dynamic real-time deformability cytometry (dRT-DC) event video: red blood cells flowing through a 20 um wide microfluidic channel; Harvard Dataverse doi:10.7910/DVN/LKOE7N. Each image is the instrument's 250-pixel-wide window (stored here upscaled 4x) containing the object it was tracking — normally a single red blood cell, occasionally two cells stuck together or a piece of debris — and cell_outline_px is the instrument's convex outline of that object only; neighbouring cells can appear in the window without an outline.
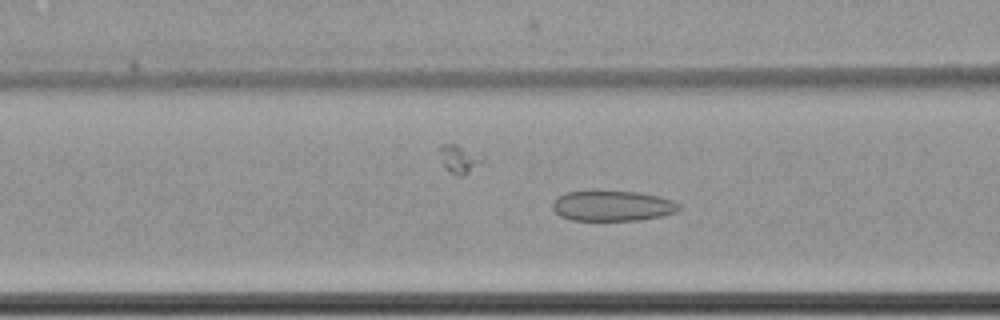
{"species": "common noctule bat (a hibernating species)", "species_latin": "Nyctalus noctula", "temperature_condition": "cold", "stored_images_in_passage": 62, "camera_frame_rate_fps": 3000, "um_per_image_px": 0.085, "animal": {"sex": "female", "body_mass_g": 22.7, "forearm_length_mm": 54.2}, "frame": {"image": 1, "passage_image": 27, "time_ms": 8.667, "image_size_px": [1000, 320], "cell_outline_px": [[680, 208], [676, 212], [660, 216], [636, 220], [572, 220], [560, 216], [552, 208], [552, 204], [556, 196], [564, 192], [636, 192], [660, 196], [672, 200], [680, 204]], "centroid_in_image_um": [52.04, 17.5], "position_along_channel_um": 114.6, "area_um2": 22.14}}
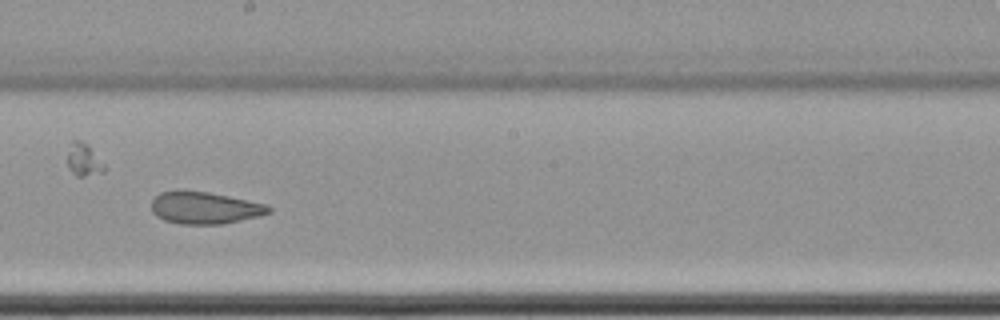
{"frame": {"image": 2, "passage_image": 37, "time_ms": 12.0, "image_size_px": [1000, 320], "cell_outline_px": [[272, 212], [224, 224], [180, 224], [164, 220], [156, 216], [152, 212], [152, 200], [160, 192], [208, 192], [228, 196], [264, 204], [272, 208]], "centroid_in_image_um": [17.39, 17.69], "position_along_channel_um": 230.8, "area_um2": 21.39}}
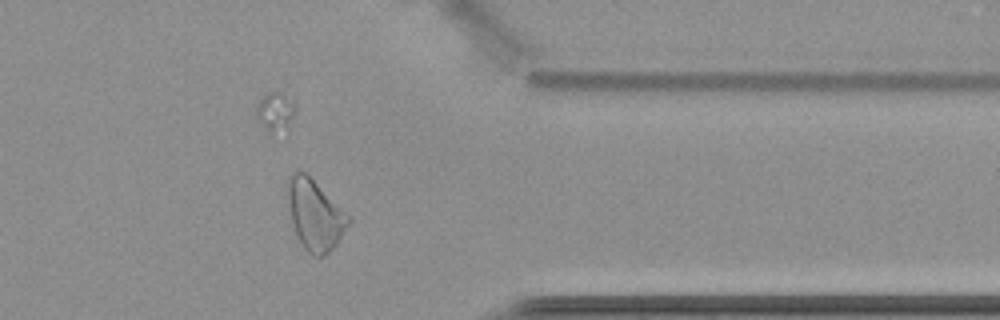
{"frame": {"image": 3, "passage_image": 51, "time_ms": 16.667, "image_size_px": [1000, 320], "cell_outline_px": [[352, 220], [336, 244], [324, 256], [312, 256], [304, 248], [292, 224], [284, 188], [288, 176], [292, 172], [304, 172], [352, 216]], "centroid_in_image_um": [26.75, 18.23], "position_along_channel_um": 384.6, "area_um2": 25.14}, "authors_computed_cell_mechanics": {"area_um2": 27.0504, "velocity_mm_per_s": 3.486, "shape_relaxation_time_tau1_ms": null, "shape_relaxation_time_tau2_ms": 2.764, "deformation_change_tau1": null, "deformation_change_tau2": 0.0857}}